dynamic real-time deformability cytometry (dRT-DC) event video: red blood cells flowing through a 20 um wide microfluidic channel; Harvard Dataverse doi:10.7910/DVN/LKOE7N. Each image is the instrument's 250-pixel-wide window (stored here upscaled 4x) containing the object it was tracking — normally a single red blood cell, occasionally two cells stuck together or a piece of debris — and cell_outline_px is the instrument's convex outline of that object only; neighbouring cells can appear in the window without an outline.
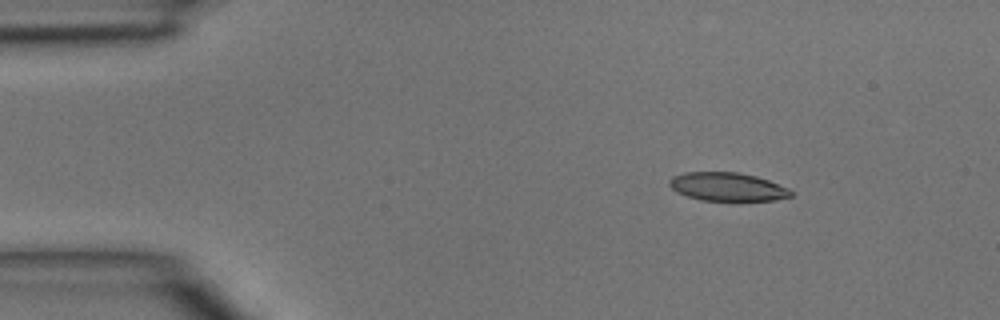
{"species": "common noctule bat (a hibernating species)", "species_latin": "Nyctalus noctula", "temperature_condition": "room temperature", "stored_images_in_passage": 44, "camera_frame_rate_fps": 3000, "um_per_image_px": 0.085, "animal": {"sex": "male", "body_mass_g": 15.6}, "frame": {"image": 1, "passage_image": 5, "time_ms": 1.333, "image_size_px": [1000, 320], "cell_outline_px": [[792, 196], [772, 200], [700, 200], [676, 192], [668, 184], [668, 180], [672, 176], [684, 172], [736, 172], [756, 176], [768, 180], [788, 188], [792, 192]], "centroid_in_image_um": [61.78, 15.86], "position_along_channel_um": 23.2, "area_um2": 20.0}}
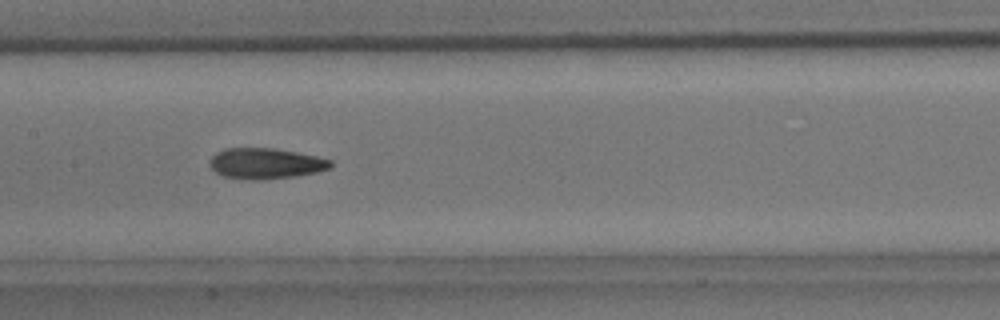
{"frame": {"image": 2, "passage_image": 21, "time_ms": 6.667, "image_size_px": [1000, 320], "cell_outline_px": [[332, 164], [328, 168], [316, 172], [296, 176], [256, 180], [252, 180], [224, 176], [216, 172], [208, 164], [208, 160], [216, 152], [224, 148], [276, 148], [316, 156], [332, 160]], "centroid_in_image_um": [22.54, 13.88], "position_along_channel_um": 184.9, "area_um2": 21.62}}
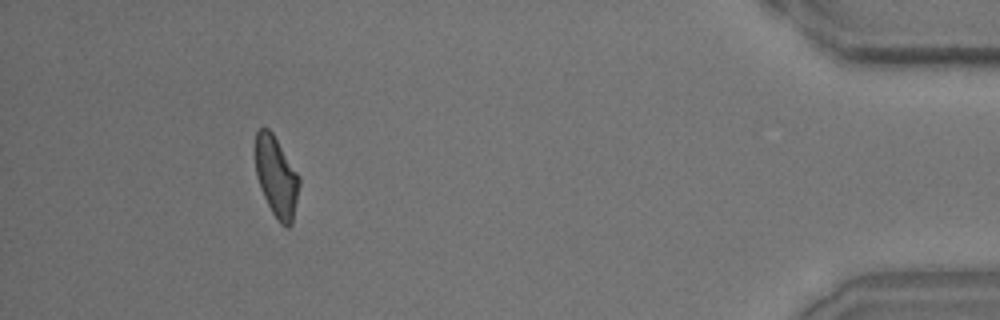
{"frame": {"image": 3, "passage_image": 41, "time_ms": 13.333, "image_size_px": [1000, 320], "cell_outline_px": [[300, 184], [292, 224], [288, 228], [284, 228], [280, 224], [272, 212], [260, 188], [256, 176], [256, 132], [260, 128], [268, 128], [272, 132], [300, 176]], "centroid_in_image_um": [23.51, 15.06], "position_along_channel_um": 411.7, "area_um2": 20.58}}